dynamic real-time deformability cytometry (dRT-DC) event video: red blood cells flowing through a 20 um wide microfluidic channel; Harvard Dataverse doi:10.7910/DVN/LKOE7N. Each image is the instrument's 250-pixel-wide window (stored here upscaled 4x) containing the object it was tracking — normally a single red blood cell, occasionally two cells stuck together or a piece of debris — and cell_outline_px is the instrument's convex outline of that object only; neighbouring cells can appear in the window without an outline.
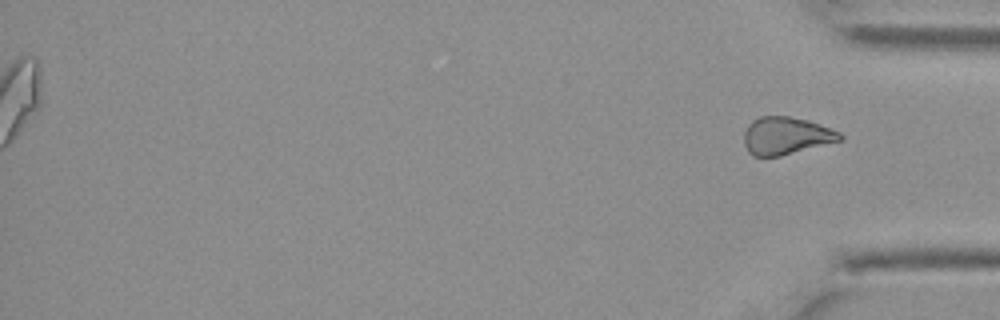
{"species": "Egyptian fruit bat (a non-hibernating species)", "species_latin": "Rousettus aegyptiacus", "temperature_condition": "cold", "stored_images_in_passage": 45, "segment_of_instrument_passage": [2, 2], "camera_frame_rate_fps": 3000, "um_per_image_px": 0.085, "animal": {"sex": "female"}, "frame": {"image": 1, "passage_image": 45, "time_ms": 14.667, "image_size_px": [1000, 320], "cell_outline_px": [[844, 140], [780, 156], [752, 156], [748, 152], [744, 144], [744, 132], [748, 124], [752, 120], [760, 116], [788, 116], [808, 120], [820, 124], [840, 132], [844, 136]], "centroid_in_image_um": [66.83, 11.54], "position_along_channel_um": 368.4, "area_um2": 21.21}}